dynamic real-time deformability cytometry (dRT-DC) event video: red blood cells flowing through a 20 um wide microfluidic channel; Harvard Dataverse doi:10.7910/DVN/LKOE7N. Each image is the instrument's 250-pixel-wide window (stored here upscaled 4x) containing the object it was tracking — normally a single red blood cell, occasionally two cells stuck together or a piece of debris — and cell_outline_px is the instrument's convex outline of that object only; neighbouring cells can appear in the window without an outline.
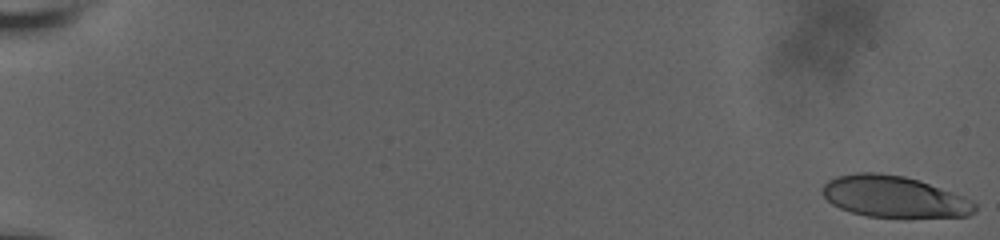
{"species": "human", "species_latin": "Homo sapiens", "temperature_condition": "room temperature", "stored_images_in_passage": 60, "camera_frame_rate_fps": 3000, "um_per_image_px": 0.085, "donor": {"sex": "male"}, "frame": {"image": 1, "passage_image": 1, "time_ms": 0.0, "image_size_px": [1000, 240], "cell_outline_px": [[976, 212], [968, 216], [868, 216], [852, 212], [840, 208], [832, 204], [820, 192], [824, 184], [828, 180], [836, 176], [856, 172], [876, 172], [904, 176], [964, 196], [972, 200], [976, 204]], "centroid_in_image_um": [75.96, 16.7], "position_along_channel_um": 9.0, "area_um2": 36.36}}
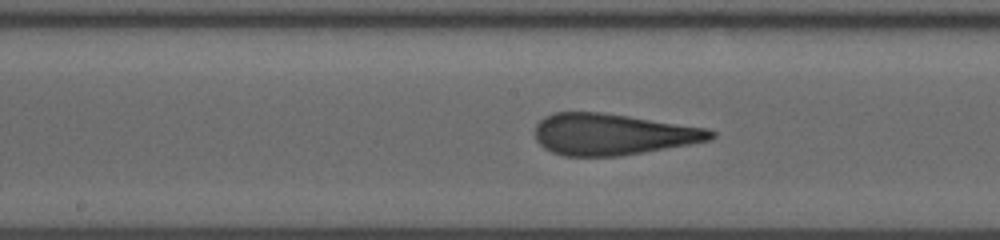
{"frame": {"image": 2, "passage_image": 34, "time_ms": 11.0, "image_size_px": [1000, 240], "cell_outline_px": [[716, 136], [712, 140], [692, 144], [620, 156], [564, 156], [552, 152], [544, 148], [536, 140], [536, 124], [544, 116], [552, 112], [600, 112], [628, 116], [708, 128], [716, 132]], "centroid_in_image_um": [52.09, 11.42], "position_along_channel_um": 196.1, "area_um2": 42.54}}
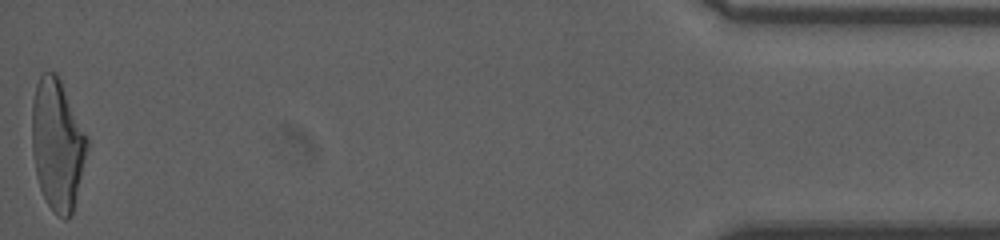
{"frame": {"image": 3, "passage_image": 60, "time_ms": 19.667, "image_size_px": [1000, 240], "cell_outline_px": [[88, 148], [72, 216], [68, 220], [64, 220], [48, 204], [40, 188], [36, 176], [32, 152], [32, 100], [36, 84], [40, 76], [44, 72], [56, 72], [60, 80], [88, 140]], "centroid_in_image_um": [4.86, 12.31], "position_along_channel_um": 430.3, "area_um2": 41.73}, "authors_computed_cell_mechanics": {"area_um2": 41.9339, "velocity_mm_per_s": 3.6762, "shape_relaxation_time_tau1_ms": 7.9987, "shape_relaxation_time_tau2_ms": 1.1372, "deformation_change_tau1": 0.2703, "deformation_change_tau2": 0.1086}}